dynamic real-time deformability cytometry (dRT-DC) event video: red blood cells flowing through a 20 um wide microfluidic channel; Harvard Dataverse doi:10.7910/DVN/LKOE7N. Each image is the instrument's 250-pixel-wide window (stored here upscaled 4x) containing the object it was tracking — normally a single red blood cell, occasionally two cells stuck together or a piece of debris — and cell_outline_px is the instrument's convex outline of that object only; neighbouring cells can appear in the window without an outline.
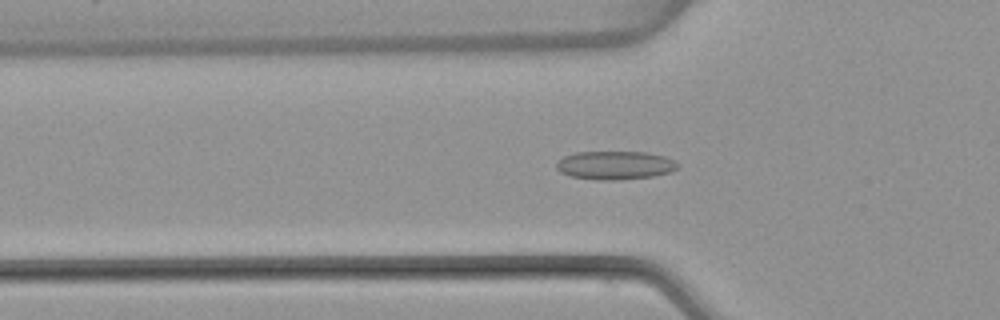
{"species": "common noctule bat (a hibernating species)", "species_latin": "Nyctalus noctula", "temperature_condition": "warm", "stored_images_in_passage": 53, "camera_frame_rate_fps": 3000, "um_per_image_px": 0.085, "animal": {"sex": "female", "body_mass_g": 22.7, "forearm_length_mm": 54.2}, "frame": {"image": 1, "passage_image": 18, "time_ms": 5.667, "image_size_px": [1000, 320], "cell_outline_px": [[680, 164], [672, 172], [652, 176], [616, 180], [600, 180], [572, 176], [560, 172], [556, 168], [556, 164], [564, 156], [576, 152], [648, 152], [664, 156], [676, 160]], "centroid_in_image_um": [52.32, 14.04], "position_along_channel_um": 73.5, "area_um2": 20.11}}
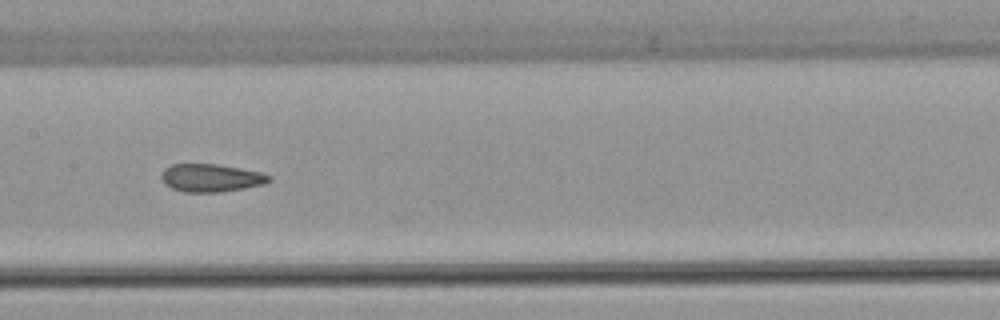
{"frame": {"image": 2, "passage_image": 27, "time_ms": 8.667, "image_size_px": [1000, 320], "cell_outline_px": [[272, 180], [264, 184], [244, 188], [220, 192], [184, 192], [172, 188], [164, 184], [160, 176], [160, 172], [164, 168], [172, 164], [216, 164], [240, 168], [260, 172], [272, 176]], "centroid_in_image_um": [17.91, 15.12], "position_along_channel_um": 189.5, "area_um2": 17.63}}
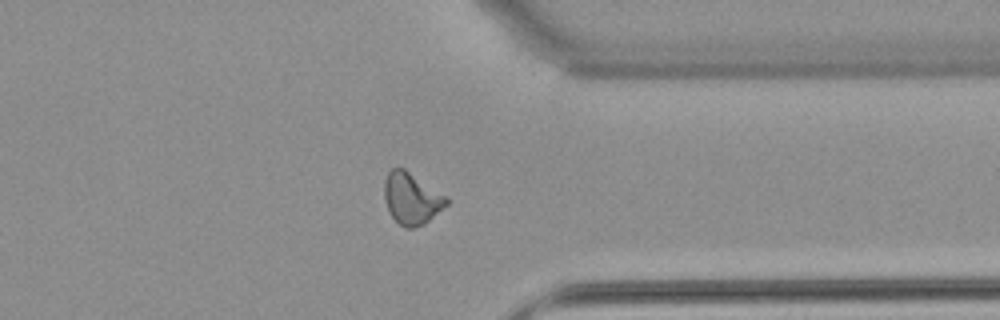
{"frame": {"image": 3, "passage_image": 42, "time_ms": 13.667, "image_size_px": [1000, 320], "cell_outline_px": [[448, 204], [424, 224], [416, 228], [404, 228], [388, 212], [384, 196], [384, 180], [388, 172], [392, 168], [404, 168], [448, 196]], "centroid_in_image_um": [34.99, 16.87], "position_along_channel_um": 376.4, "area_um2": 18.84}, "authors_computed_cell_mechanics": {"area_um2": 18.3804, "velocity_mm_per_s": 3.8415, "shape_relaxation_time_tau1_ms": null, "shape_relaxation_time_tau2_ms": 1.8229, "deformation_change_tau1": null, "deformation_change_tau2": 0.0902}}